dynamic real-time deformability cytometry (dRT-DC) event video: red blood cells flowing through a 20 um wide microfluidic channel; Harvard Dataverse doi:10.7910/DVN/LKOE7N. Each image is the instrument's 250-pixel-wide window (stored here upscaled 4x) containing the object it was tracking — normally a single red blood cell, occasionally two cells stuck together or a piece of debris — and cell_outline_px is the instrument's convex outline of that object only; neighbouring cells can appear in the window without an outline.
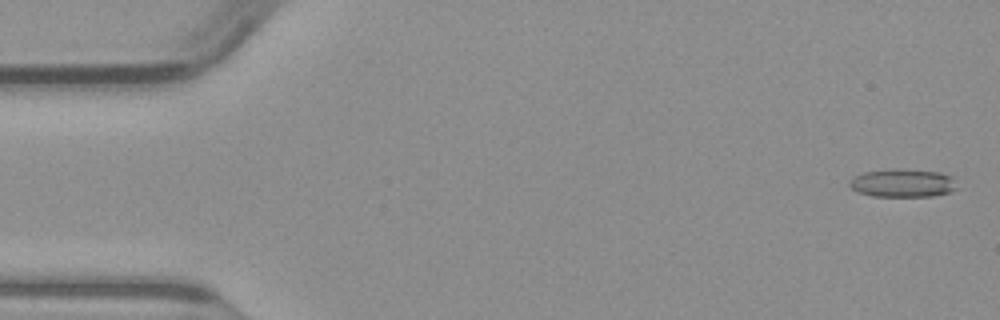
{"species": "common noctule bat (a hibernating species)", "species_latin": "Nyctalus noctula", "temperature_condition": "warm", "stored_images_in_passage": 50, "camera_frame_rate_fps": 3000, "um_per_image_px": 0.085, "animal": {"sex": "male", "body_mass_g": 23.1, "forearm_length_mm": 52.7}, "frame": {"image": 1, "passage_image": 2, "time_ms": 0.333, "image_size_px": [1000, 320], "cell_outline_px": [[956, 188], [952, 192], [932, 196], [872, 196], [860, 192], [852, 188], [848, 184], [856, 176], [864, 172], [940, 172], [952, 176]], "centroid_in_image_um": [76.78, 15.62], "position_along_channel_um": 8.2, "area_um2": 16.42}}
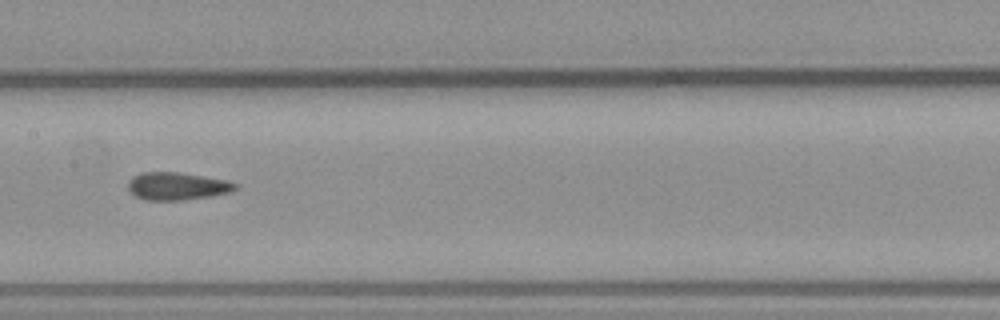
{"frame": {"image": 2, "passage_image": 25, "time_ms": 8.0, "image_size_px": [1000, 320], "cell_outline_px": [[236, 188], [232, 192], [184, 200], [144, 200], [136, 196], [128, 188], [128, 180], [132, 176], [144, 172], [180, 172], [228, 180], [236, 184]], "centroid_in_image_um": [15.04, 15.81], "position_along_channel_um": 192.4, "area_um2": 17.28}}
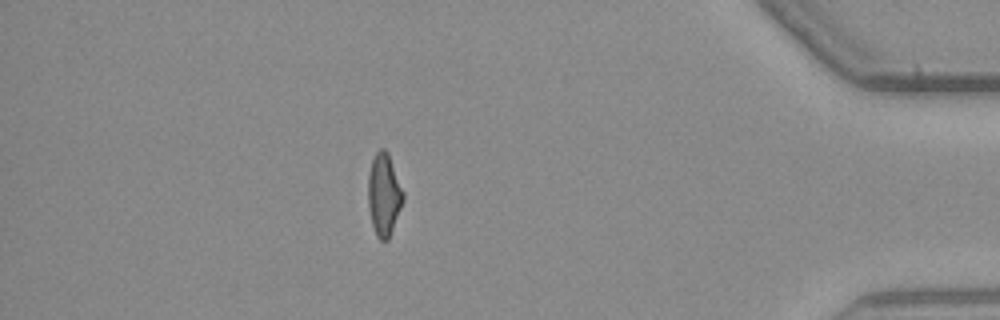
{"frame": {"image": 3, "passage_image": 44, "time_ms": 14.333, "image_size_px": [1000, 320], "cell_outline_px": [[404, 200], [388, 240], [380, 240], [376, 236], [372, 224], [368, 208], [368, 172], [372, 160], [376, 152], [380, 148], [384, 148], [388, 152], [404, 192]], "centroid_in_image_um": [32.63, 16.53], "position_along_channel_um": 402.6, "area_um2": 16.94}}